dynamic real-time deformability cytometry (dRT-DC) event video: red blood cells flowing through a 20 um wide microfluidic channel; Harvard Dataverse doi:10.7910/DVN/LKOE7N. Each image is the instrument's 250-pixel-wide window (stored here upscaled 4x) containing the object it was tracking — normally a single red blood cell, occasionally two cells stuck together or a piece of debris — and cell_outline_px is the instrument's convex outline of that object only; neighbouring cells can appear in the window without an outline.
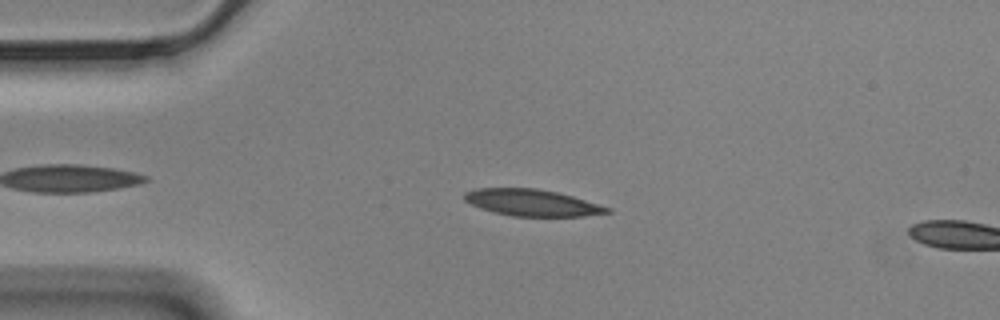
{"species": "Egyptian fruit bat (a non-hibernating species)", "species_latin": "Rousettus aegyptiacus", "temperature_condition": "cold", "stored_images_in_passage": 50, "camera_frame_rate_fps": 3000, "um_per_image_px": 0.085, "animal": {"sex": "male"}, "frame": {"image": 1, "passage_image": 11, "time_ms": 3.333, "image_size_px": [1000, 320], "cell_outline_px": [[612, 212], [584, 216], [512, 216], [492, 212], [480, 208], [464, 200], [464, 192], [476, 188], [536, 188], [556, 192], [572, 196], [612, 208]], "centroid_in_image_um": [45.21, 17.23], "position_along_channel_um": 39.8, "area_um2": 22.14}}
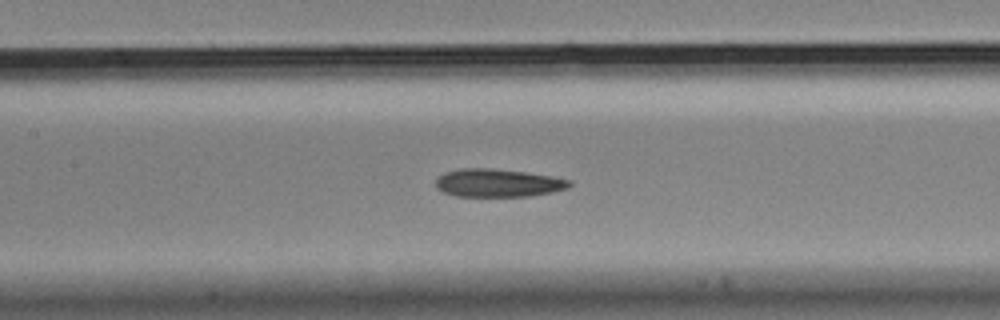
{"frame": {"image": 2, "passage_image": 24, "time_ms": 7.667, "image_size_px": [1000, 320], "cell_outline_px": [[572, 184], [568, 188], [552, 192], [528, 196], [456, 196], [444, 192], [436, 188], [436, 180], [444, 172], [460, 168], [492, 168], [524, 172], [552, 176], [572, 180]], "centroid_in_image_um": [42.33, 15.54], "position_along_channel_um": 165.1, "area_um2": 21.85}}
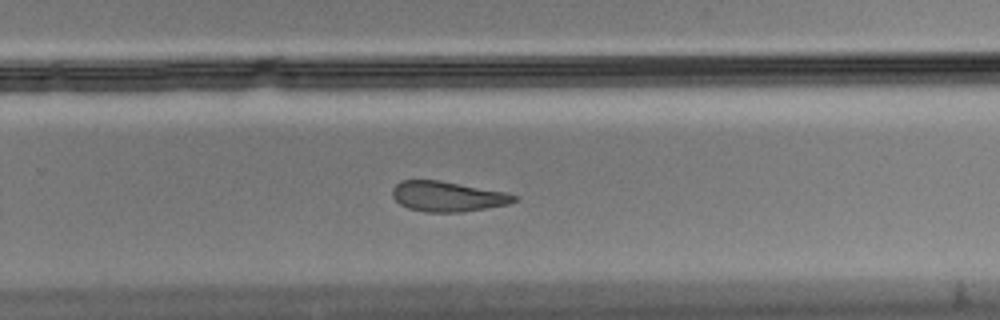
{"frame": {"image": 3, "passage_image": 35, "time_ms": 11.333, "image_size_px": [1000, 320], "cell_outline_px": [[516, 200], [508, 204], [464, 212], [424, 212], [408, 208], [400, 204], [392, 196], [392, 188], [400, 180], [440, 180], [504, 192], [516, 196]], "centroid_in_image_um": [37.99, 16.7], "position_along_channel_um": 291.8, "area_um2": 21.33}, "authors_computed_cell_mechanics": {"area_um2": 22.5998, "velocity_mm_per_s": 3.4733, "shape_relaxation_time_tau1_ms": null, "shape_relaxation_time_tau2_ms": 6.9448, "deformation_change_tau1": null, "deformation_change_tau2": 0.1585}}